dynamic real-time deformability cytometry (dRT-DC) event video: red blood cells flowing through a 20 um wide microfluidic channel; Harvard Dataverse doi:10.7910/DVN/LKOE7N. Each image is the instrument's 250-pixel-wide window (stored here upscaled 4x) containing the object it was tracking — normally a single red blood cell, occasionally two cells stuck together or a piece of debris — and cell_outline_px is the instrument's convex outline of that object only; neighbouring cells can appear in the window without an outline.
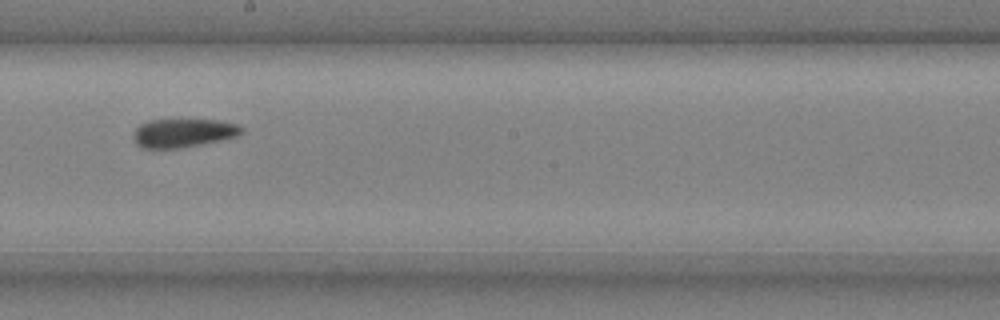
{"species": "common noctule bat (a hibernating species)", "species_latin": "Nyctalus noctula", "temperature_condition": "cold", "stored_images_in_passage": 9, "camera_frame_rate_fps": 3000, "um_per_image_px": 0.085, "animal": {"sex": "male", "body_mass_g": 20.4}, "frame": {"image": 1, "passage_image": 7, "time_ms": 2.0, "image_size_px": [1000, 320], "cell_outline_px": [[244, 132], [240, 136], [204, 144], [180, 148], [140, 148], [136, 144], [136, 128], [140, 124], [148, 120], [216, 120], [240, 124], [244, 128]], "centroid_in_image_um": [15.67, 11.3], "position_along_channel_um": 232.5, "area_um2": 18.15}}
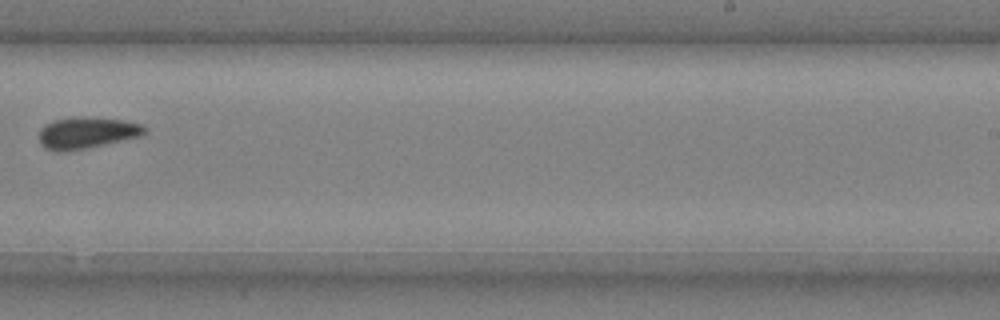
{"frame": {"image": 2, "passage_image": 8, "time_ms": 2.333, "image_size_px": [1000, 320], "cell_outline_px": [[148, 132], [140, 136], [104, 144], [84, 148], [60, 152], [44, 148], [40, 144], [40, 128], [44, 124], [52, 120], [80, 116], [88, 116], [124, 120], [140, 124], [148, 128]], "centroid_in_image_um": [7.37, 11.26], "position_along_channel_um": 281.6, "area_um2": 19.48}}
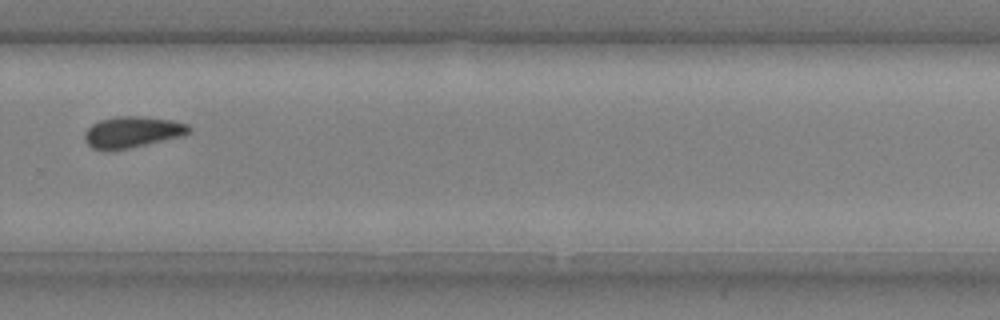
{"frame": {"image": 3, "passage_image": 9, "time_ms": 2.667, "image_size_px": [1000, 320], "cell_outline_px": [[192, 132], [180, 136], [128, 148], [92, 148], [84, 140], [84, 132], [92, 124], [100, 120], [116, 116], [144, 116], [172, 120], [188, 124], [192, 128]], "centroid_in_image_um": [11.27, 11.18], "position_along_channel_um": 318.5, "area_um2": 18.61}}